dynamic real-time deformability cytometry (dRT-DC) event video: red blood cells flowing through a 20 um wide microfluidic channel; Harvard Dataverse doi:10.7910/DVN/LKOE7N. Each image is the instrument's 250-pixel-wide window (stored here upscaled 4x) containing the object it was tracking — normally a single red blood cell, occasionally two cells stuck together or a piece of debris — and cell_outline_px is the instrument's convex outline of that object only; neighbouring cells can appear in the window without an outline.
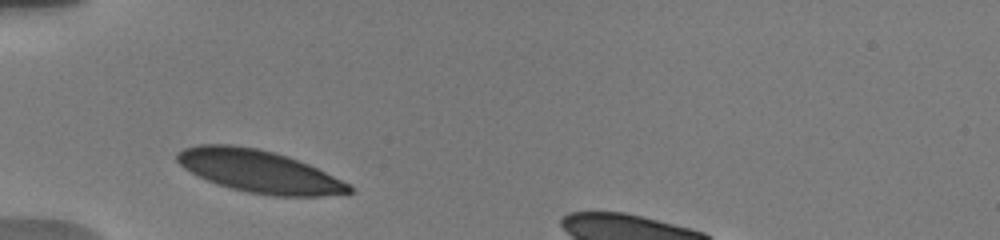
{"species": "human", "species_latin": "Homo sapiens", "temperature_condition": "warm", "stored_images_in_passage": 8, "camera_frame_rate_fps": 3000, "um_per_image_px": 0.085, "donor": {"sex": "male"}, "frame": {"image": 1, "passage_image": 1, "time_ms": 0.0, "image_size_px": [1000, 240], "cell_outline_px": [[352, 192], [348, 196], [272, 196], [248, 192], [232, 188], [208, 180], [184, 168], [176, 160], [176, 152], [184, 148], [200, 144], [228, 144], [256, 148], [288, 156], [308, 164], [348, 184], [352, 188]], "centroid_in_image_um": [22.04, 14.57], "position_along_channel_um": 63.0, "area_um2": 42.25}}
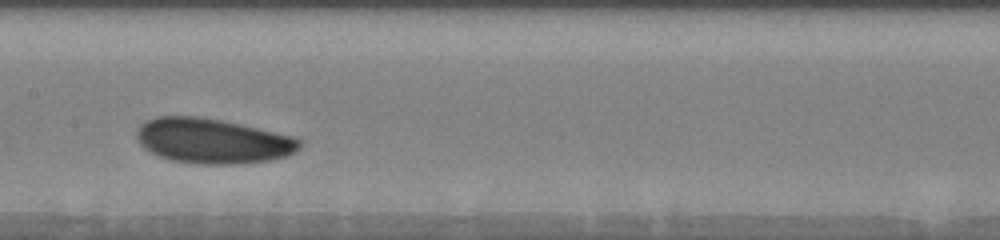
{"frame": {"image": 2, "passage_image": 5, "time_ms": 3.667, "image_size_px": [1000, 240], "cell_outline_px": [[304, 140], [300, 148], [296, 152], [288, 156], [268, 160], [236, 164], [196, 164], [172, 160], [160, 156], [144, 148], [140, 144], [136, 136], [136, 132], [140, 124], [144, 120], [156, 116], [196, 116], [220, 120], [296, 136]], "centroid_in_image_um": [18.1, 11.97], "position_along_channel_um": 189.3, "area_um2": 43.0}}
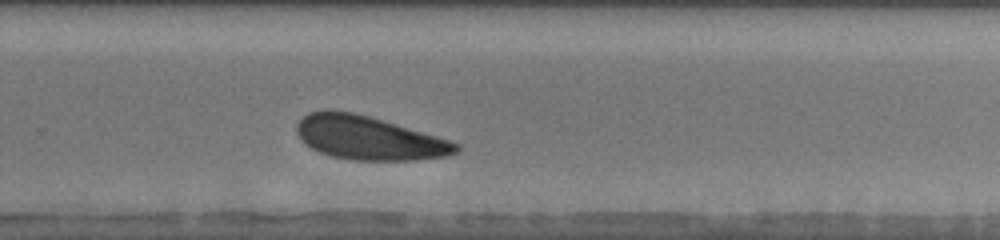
{"frame": {"image": 3, "passage_image": 8, "time_ms": 6.667, "image_size_px": [1000, 240], "cell_outline_px": [[460, 148], [452, 156], [416, 160], [348, 160], [332, 156], [320, 152], [304, 144], [300, 140], [296, 132], [296, 124], [308, 112], [328, 108], [352, 112], [368, 116], [436, 136], [460, 144]], "centroid_in_image_um": [31.31, 11.72], "position_along_channel_um": 298.5, "area_um2": 40.69}}